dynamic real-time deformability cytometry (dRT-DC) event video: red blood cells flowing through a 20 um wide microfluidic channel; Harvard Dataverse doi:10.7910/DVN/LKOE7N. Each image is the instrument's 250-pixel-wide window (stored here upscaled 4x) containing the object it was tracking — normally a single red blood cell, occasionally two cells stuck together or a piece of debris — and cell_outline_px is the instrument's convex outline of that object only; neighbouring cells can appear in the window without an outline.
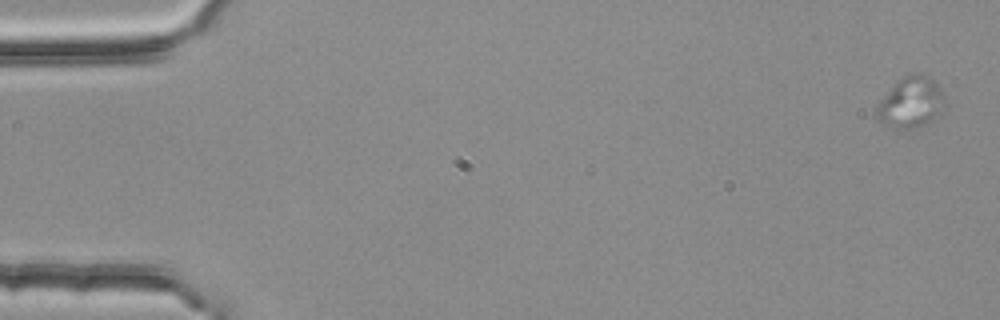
{"species": "common noctule bat (a hibernating species)", "species_latin": "Nyctalus noctula", "temperature_condition": "room temperature", "stored_images_in_passage": 6, "camera_frame_rate_fps": 3000, "um_per_image_px": 0.085, "animal": {"sex": "female", "body_mass_g": 25.1}, "frame": {"image": 1, "passage_image": 1, "time_ms": 0.0, "image_size_px": [1000, 320], "cell_outline_px": [[948, 104], [940, 112], [924, 124], [916, 128], [896, 128], [884, 124], [876, 116], [876, 104], [896, 80], [900, 76], [908, 72], [920, 72], [928, 76], [940, 88]], "centroid_in_image_um": [77.41, 8.64], "position_along_channel_um": 7.6, "area_um2": 20.52}}
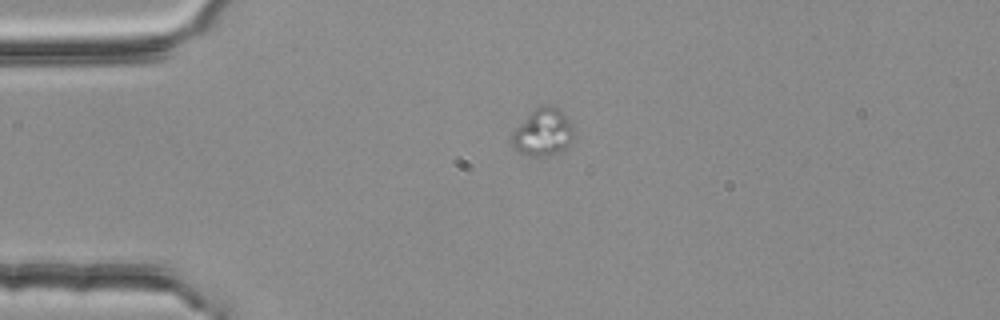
{"frame": {"image": 2, "passage_image": 4, "time_ms": 1.0, "image_size_px": [1000, 320], "cell_outline_px": [[572, 136], [564, 148], [560, 152], [548, 156], [528, 156], [516, 152], [512, 148], [512, 132], [536, 108], [544, 104], [552, 104], [572, 120]], "centroid_in_image_um": [46.13, 11.26], "position_along_channel_um": 38.9, "area_um2": 16.99}}